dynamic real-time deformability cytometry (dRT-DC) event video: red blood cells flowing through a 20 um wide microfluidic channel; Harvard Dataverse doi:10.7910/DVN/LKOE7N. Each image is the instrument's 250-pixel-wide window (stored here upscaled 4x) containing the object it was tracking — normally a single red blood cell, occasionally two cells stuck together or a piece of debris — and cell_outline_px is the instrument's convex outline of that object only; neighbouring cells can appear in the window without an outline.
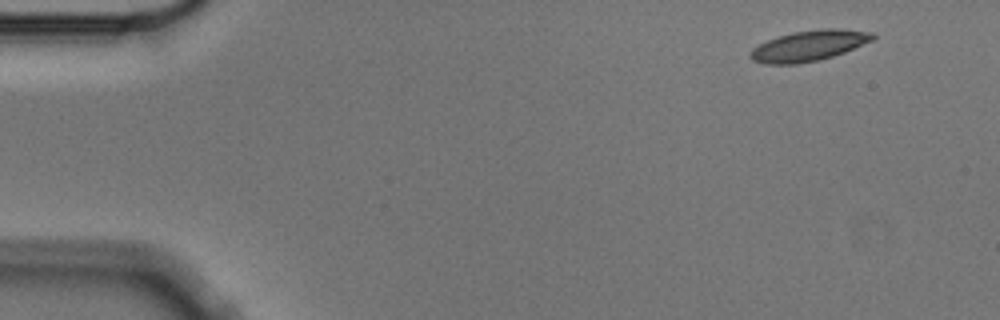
{"species": "Egyptian fruit bat (a non-hibernating species)", "species_latin": "Rousettus aegyptiacus", "temperature_condition": "cold", "stored_images_in_passage": 5, "segment_of_instrument_passage": [1, 2], "camera_frame_rate_fps": 3000, "um_per_image_px": 0.085, "animal": {"sex": "male"}, "frame": {"image": 1, "passage_image": 1, "time_ms": 0.0, "image_size_px": [1000, 320], "cell_outline_px": [[876, 36], [872, 40], [844, 52], [832, 56], [816, 60], [796, 64], [764, 64], [752, 60], [748, 56], [748, 52], [752, 48], [768, 40], [792, 32], [820, 28], [840, 28], [872, 32]], "centroid_in_image_um": [68.73, 3.88], "position_along_channel_um": 16.3, "area_um2": 21.79}}
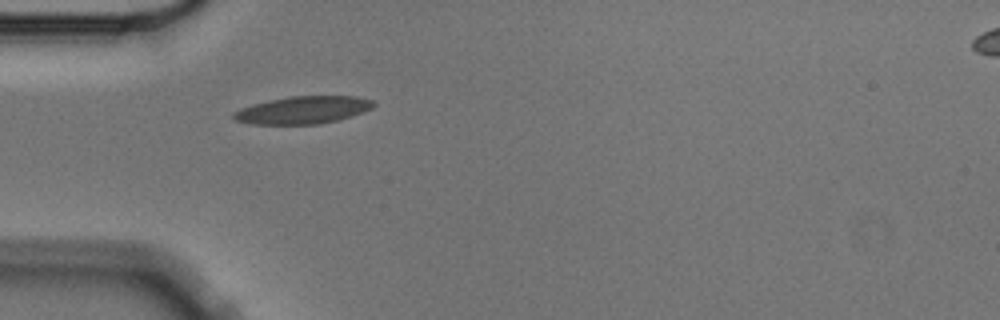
{"frame": {"image": 2, "passage_image": 4, "time_ms": 1.0, "image_size_px": [1000, 320], "cell_outline_px": [[376, 104], [372, 108], [364, 112], [352, 116], [336, 120], [316, 124], [252, 124], [236, 120], [232, 116], [232, 112], [240, 108], [252, 104], [268, 100], [288, 96], [356, 96], [376, 100]], "centroid_in_image_um": [25.77, 9.34], "position_along_channel_um": 59.2, "area_um2": 22.6}}